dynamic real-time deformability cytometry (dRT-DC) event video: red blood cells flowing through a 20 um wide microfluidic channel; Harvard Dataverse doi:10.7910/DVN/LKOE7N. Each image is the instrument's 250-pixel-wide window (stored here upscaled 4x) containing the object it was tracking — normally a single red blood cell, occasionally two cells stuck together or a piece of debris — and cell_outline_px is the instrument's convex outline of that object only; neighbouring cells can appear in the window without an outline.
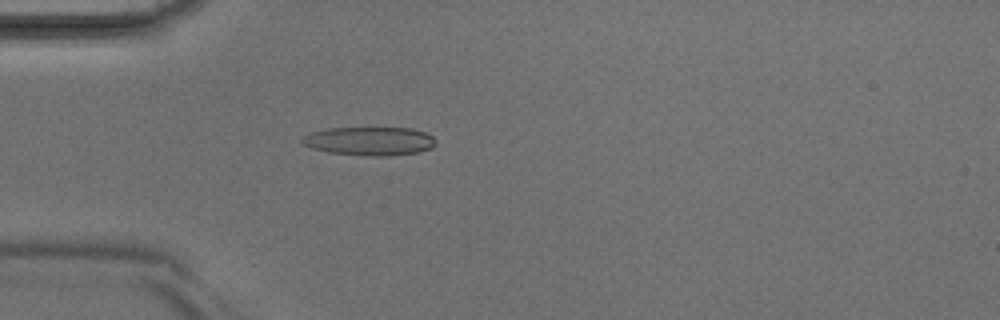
{"species": "Egyptian fruit bat (a non-hibernating species)", "species_latin": "Rousettus aegyptiacus", "temperature_condition": "room temperature", "stored_images_in_passage": 3, "camera_frame_rate_fps": 3000, "um_per_image_px": 0.085, "animal": {"sex": "male"}, "frame": {"image": 1, "passage_image": 3, "time_ms": 0.667, "image_size_px": [1000, 320], "cell_outline_px": [[436, 144], [432, 148], [416, 152], [388, 156], [368, 156], [328, 152], [312, 148], [300, 144], [300, 136], [312, 132], [328, 128], [412, 128], [424, 132], [432, 136], [436, 140]], "centroid_in_image_um": [31.37, 11.99], "position_along_channel_um": 53.6, "area_um2": 22.43}}